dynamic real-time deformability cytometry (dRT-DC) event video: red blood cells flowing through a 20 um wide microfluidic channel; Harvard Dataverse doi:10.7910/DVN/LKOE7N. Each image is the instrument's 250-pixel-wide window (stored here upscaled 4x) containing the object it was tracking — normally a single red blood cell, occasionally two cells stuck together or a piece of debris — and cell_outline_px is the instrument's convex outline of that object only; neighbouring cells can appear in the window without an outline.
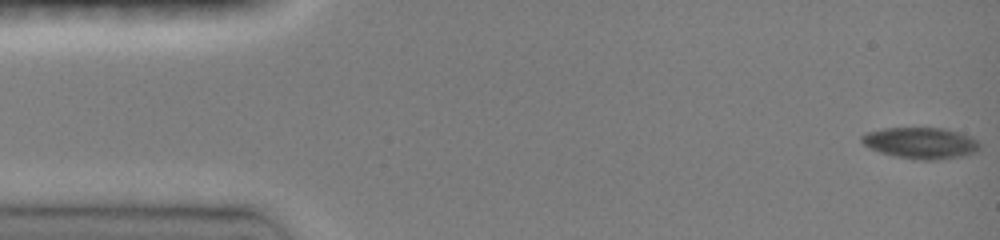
{"species": "common noctule bat (a hibernating species)", "species_latin": "Nyctalus noctula", "temperature_condition": "room temperature", "stored_images_in_passage": 48, "camera_frame_rate_fps": 3000, "um_per_image_px": 0.085, "animal": {"sex": "female", "body_mass_g": 19.0, "forearm_length_mm": 51.5}, "frame": {"image": 1, "passage_image": 1, "time_ms": 0.0, "image_size_px": [1000, 240], "cell_outline_px": [[980, 148], [976, 152], [964, 156], [936, 160], [920, 160], [896, 156], [880, 152], [864, 144], [860, 140], [860, 136], [868, 132], [884, 128], [944, 128], [972, 136], [980, 144]], "centroid_in_image_um": [78.3, 12.15], "position_along_channel_um": 6.7, "area_um2": 21.5}}
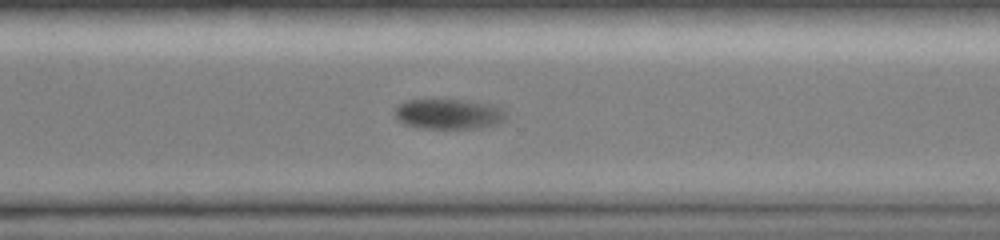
{"frame": {"image": 2, "passage_image": 35, "time_ms": 11.333, "image_size_px": [1000, 240], "cell_outline_px": [[508, 112], [504, 120], [496, 124], [480, 128], [420, 128], [404, 124], [396, 120], [396, 108], [404, 100], [468, 100], [492, 104]], "centroid_in_image_um": [38.16, 9.69], "position_along_channel_um": 332.4, "area_um2": 19.65}}
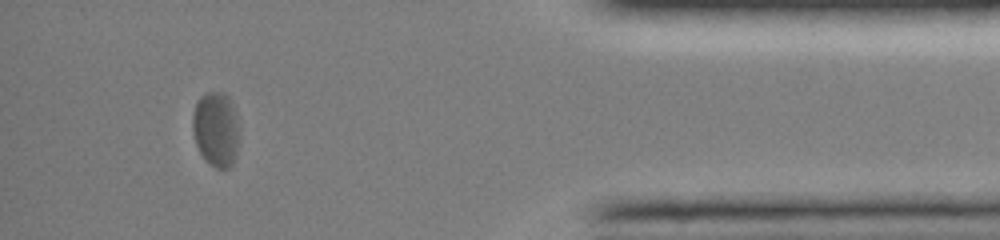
{"frame": {"image": 3, "passage_image": 44, "time_ms": 14.333, "image_size_px": [1000, 240], "cell_outline_px": [[240, 132], [236, 156], [232, 164], [228, 168], [216, 168], [200, 152], [196, 144], [192, 132], [192, 112], [196, 100], [204, 92], [224, 92], [232, 100], [240, 128]], "centroid_in_image_um": [18.37, 10.92], "position_along_channel_um": 416.8, "area_um2": 20.87}, "authors_computed_cell_mechanics": {"area_um2": 21.4727, "velocity_mm_per_s": 3.9798, "shape_relaxation_time_tau1_ms": 3.5809, "shape_relaxation_time_tau2_ms": null, "deformation_change_tau1": 0.0774, "deformation_change_tau2": null}}